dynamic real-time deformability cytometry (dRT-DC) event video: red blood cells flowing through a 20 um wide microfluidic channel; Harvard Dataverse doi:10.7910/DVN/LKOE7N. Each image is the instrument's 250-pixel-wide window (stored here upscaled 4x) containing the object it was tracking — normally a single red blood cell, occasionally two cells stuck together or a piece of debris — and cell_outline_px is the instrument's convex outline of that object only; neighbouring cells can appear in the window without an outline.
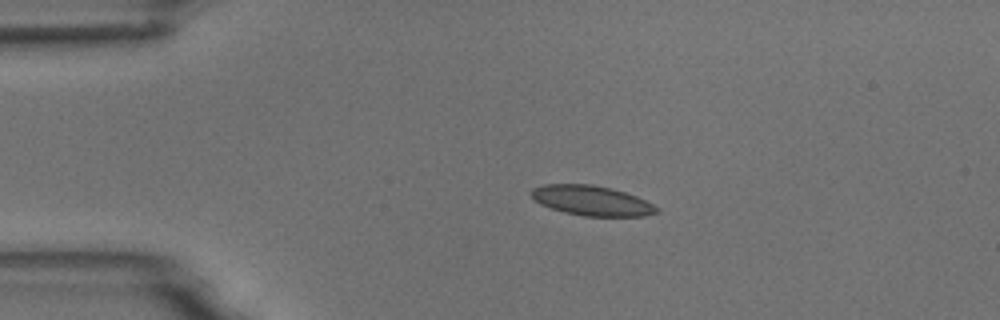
{"species": "common noctule bat (a hibernating species)", "species_latin": "Nyctalus noctula", "temperature_condition": "room temperature", "stored_images_in_passage": 2, "camera_frame_rate_fps": 3000, "um_per_image_px": 0.085, "animal": {"sex": "male", "body_mass_g": 18.8}, "frame": {"image": 1, "passage_image": 1, "time_ms": 0.0, "image_size_px": [1000, 320], "cell_outline_px": [[660, 208], [656, 212], [644, 216], [584, 216], [564, 212], [540, 204], [528, 192], [532, 188], [544, 184], [592, 184], [612, 188], [636, 196]], "centroid_in_image_um": [50.26, 17.04], "position_along_channel_um": 34.7, "area_um2": 21.79}}